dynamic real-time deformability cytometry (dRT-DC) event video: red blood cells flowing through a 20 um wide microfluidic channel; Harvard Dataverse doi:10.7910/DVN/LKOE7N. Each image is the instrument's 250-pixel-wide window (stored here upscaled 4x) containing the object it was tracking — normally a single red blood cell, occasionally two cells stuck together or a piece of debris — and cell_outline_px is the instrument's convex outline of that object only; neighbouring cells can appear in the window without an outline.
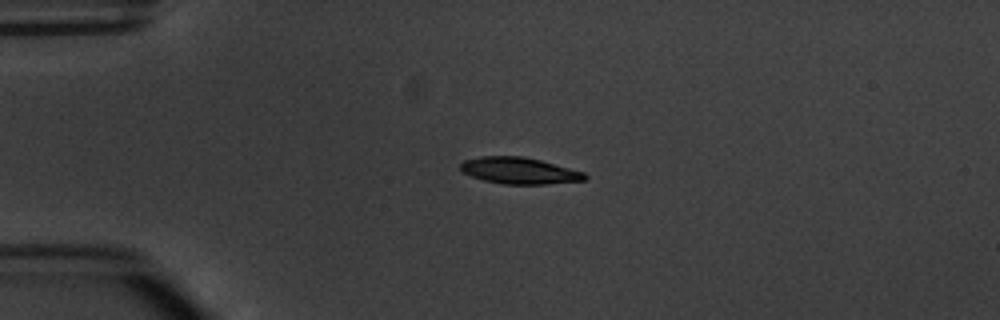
{"species": "common noctule bat (a hibernating species)", "species_latin": "Nyctalus noctula", "temperature_condition": "warm", "stored_images_in_passage": 2, "camera_frame_rate_fps": 3000, "um_per_image_px": 0.085, "animal": {"sex": "male", "body_mass_g": 20.1, "forearm_length_mm": 53.5}, "frame": {"image": 1, "passage_image": 1, "time_ms": 0.0, "image_size_px": [1000, 320], "cell_outline_px": [[588, 176], [584, 180], [548, 184], [504, 184], [484, 180], [472, 176], [464, 172], [460, 168], [460, 164], [464, 160], [480, 156], [524, 156], [540, 160], [584, 172]], "centroid_in_image_um": [44.14, 14.5], "position_along_channel_um": 40.9, "area_um2": 19.07}}